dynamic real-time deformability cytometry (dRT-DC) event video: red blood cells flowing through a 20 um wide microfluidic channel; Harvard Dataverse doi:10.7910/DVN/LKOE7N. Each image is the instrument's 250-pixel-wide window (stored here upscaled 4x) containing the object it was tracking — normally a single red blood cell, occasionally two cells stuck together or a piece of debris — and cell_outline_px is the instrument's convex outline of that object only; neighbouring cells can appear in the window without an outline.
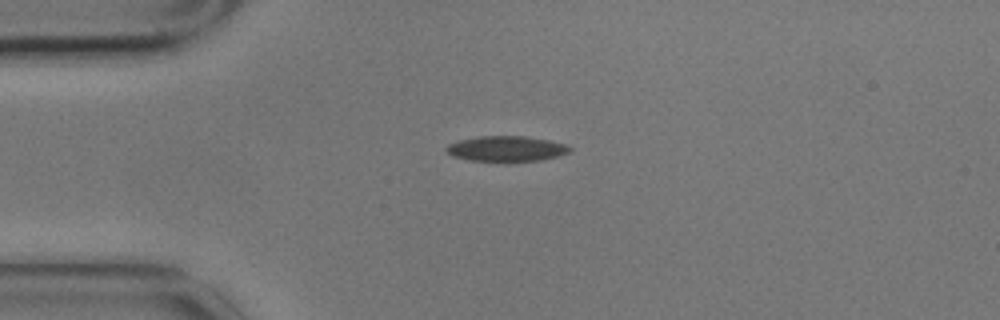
{"species": "common noctule bat (a hibernating species)", "species_latin": "Nyctalus noctula", "temperature_condition": "cold", "stored_images_in_passage": 1, "camera_frame_rate_fps": 3000, "um_per_image_px": 0.085, "animal": {"sex": "male", "body_mass_g": 17.9}, "frame": {"image": 1, "passage_image": 1, "time_ms": 0.0, "image_size_px": [1000, 320], "cell_outline_px": [[572, 148], [568, 152], [556, 156], [540, 160], [468, 160], [452, 156], [444, 148], [448, 144], [460, 140], [480, 136], [524, 136], [548, 140], [564, 144]], "centroid_in_image_um": [43.0, 12.62], "position_along_channel_um": 42.0, "area_um2": 17.74}}